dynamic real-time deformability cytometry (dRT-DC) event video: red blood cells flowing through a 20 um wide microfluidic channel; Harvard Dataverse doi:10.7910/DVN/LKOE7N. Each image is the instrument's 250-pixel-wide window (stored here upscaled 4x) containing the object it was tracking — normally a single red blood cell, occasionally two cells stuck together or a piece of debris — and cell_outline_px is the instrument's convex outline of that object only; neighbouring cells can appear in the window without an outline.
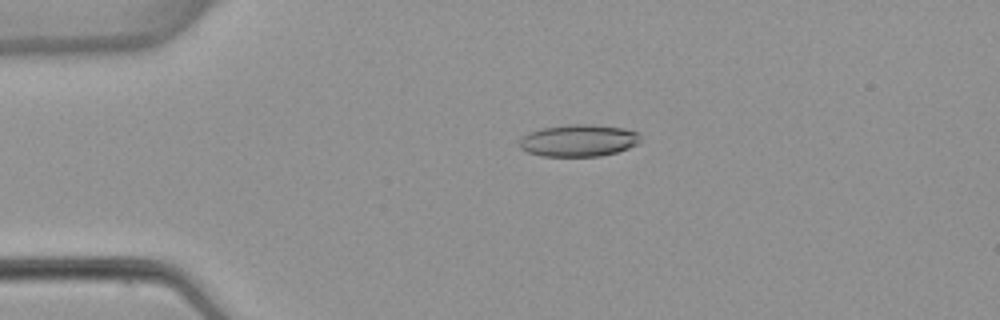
{"species": "common noctule bat (a hibernating species)", "species_latin": "Nyctalus noctula", "temperature_condition": "warm", "stored_images_in_passage": 5, "camera_frame_rate_fps": 3000, "um_per_image_px": 0.085, "animal": {"sex": "female", "body_mass_g": 22.7, "forearm_length_mm": 54.2}, "frame": {"image": 1, "passage_image": 4, "time_ms": 3.667, "image_size_px": [1000, 320], "cell_outline_px": [[640, 144], [616, 152], [600, 156], [540, 156], [528, 152], [520, 148], [520, 140], [528, 132], [540, 128], [568, 124], [592, 124], [624, 128], [640, 132]], "centroid_in_image_um": [49.21, 11.93], "position_along_channel_um": 35.8, "area_um2": 22.83}}